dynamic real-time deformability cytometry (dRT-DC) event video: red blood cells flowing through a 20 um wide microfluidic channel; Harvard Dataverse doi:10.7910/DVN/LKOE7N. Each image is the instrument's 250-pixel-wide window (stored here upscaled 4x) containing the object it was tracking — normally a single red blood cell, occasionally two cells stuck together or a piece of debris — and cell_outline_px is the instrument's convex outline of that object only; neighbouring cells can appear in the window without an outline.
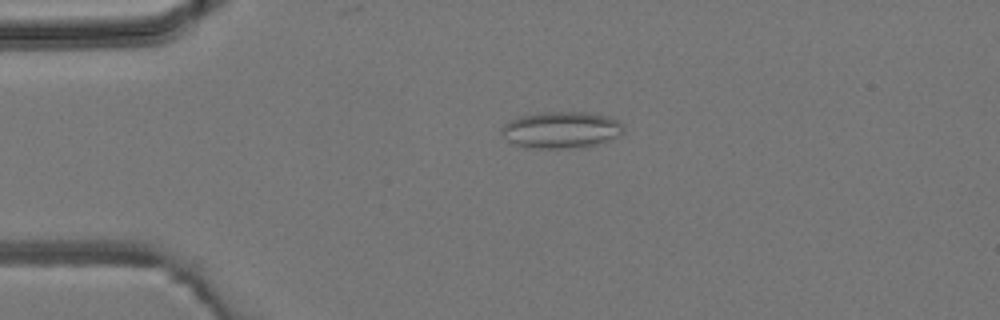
{"species": "common noctule bat (a hibernating species)", "species_latin": "Nyctalus noctula", "temperature_condition": "room temperature", "stored_images_in_passage": 2, "camera_frame_rate_fps": 3000, "um_per_image_px": 0.085, "animal": {"sex": "male", "body_mass_g": 19.2, "forearm_length_mm": 51.8}, "frame": {"image": 1, "passage_image": 2, "time_ms": 2.0, "image_size_px": [1000, 320], "cell_outline_px": [[624, 128], [612, 140], [580, 148], [524, 148], [508, 140], [504, 136], [500, 128], [508, 120], [520, 116], [540, 112], [588, 112], [608, 116], [624, 124]], "centroid_in_image_um": [47.69, 11.04], "position_along_channel_um": 37.3, "area_um2": 26.18}}